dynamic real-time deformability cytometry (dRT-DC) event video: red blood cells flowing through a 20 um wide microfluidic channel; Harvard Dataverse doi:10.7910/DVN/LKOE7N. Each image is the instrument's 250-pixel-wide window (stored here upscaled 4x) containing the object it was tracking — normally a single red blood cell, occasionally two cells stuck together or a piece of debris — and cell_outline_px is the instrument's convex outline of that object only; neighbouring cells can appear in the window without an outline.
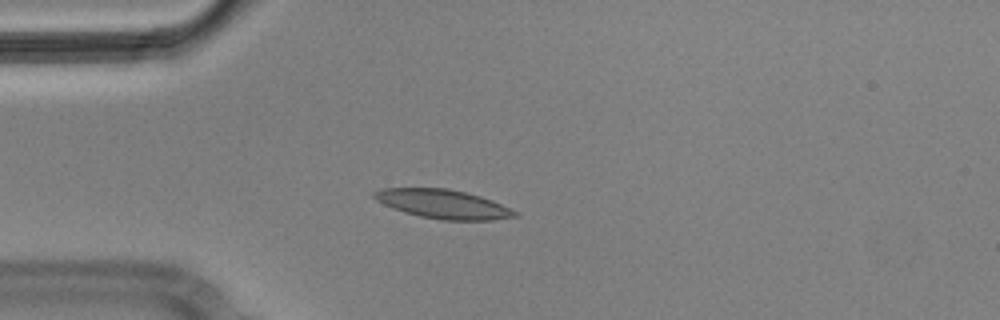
{"species": "Egyptian fruit bat (a non-hibernating species)", "species_latin": "Rousettus aegyptiacus", "temperature_condition": "cold", "stored_images_in_passage": 10, "camera_frame_rate_fps": 3000, "um_per_image_px": 0.085, "animal": {"sex": "male"}, "frame": {"image": 1, "passage_image": 4, "time_ms": 1.0, "image_size_px": [1000, 320], "cell_outline_px": [[520, 216], [492, 220], [440, 220], [420, 216], [404, 212], [392, 208], [376, 200], [372, 196], [372, 192], [384, 188], [448, 188], [480, 196], [492, 200], [520, 212]], "centroid_in_image_um": [37.69, 17.35], "position_along_channel_um": 47.3, "area_um2": 23.87}}
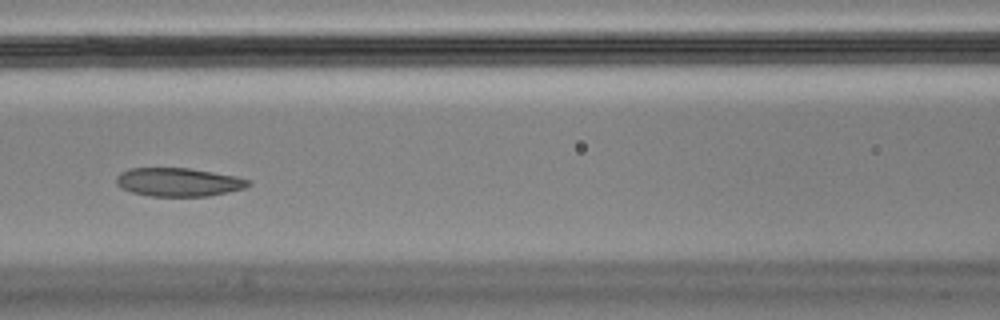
{"frame": {"image": 2, "passage_image": 7, "time_ms": 2.0, "image_size_px": [1000, 320], "cell_outline_px": [[252, 184], [244, 188], [208, 196], [148, 196], [132, 192], [120, 188], [116, 184], [116, 176], [120, 172], [128, 168], [188, 168], [236, 176], [252, 180]], "centroid_in_image_um": [15.15, 15.47], "position_along_channel_um": 151.5, "area_um2": 22.02}}